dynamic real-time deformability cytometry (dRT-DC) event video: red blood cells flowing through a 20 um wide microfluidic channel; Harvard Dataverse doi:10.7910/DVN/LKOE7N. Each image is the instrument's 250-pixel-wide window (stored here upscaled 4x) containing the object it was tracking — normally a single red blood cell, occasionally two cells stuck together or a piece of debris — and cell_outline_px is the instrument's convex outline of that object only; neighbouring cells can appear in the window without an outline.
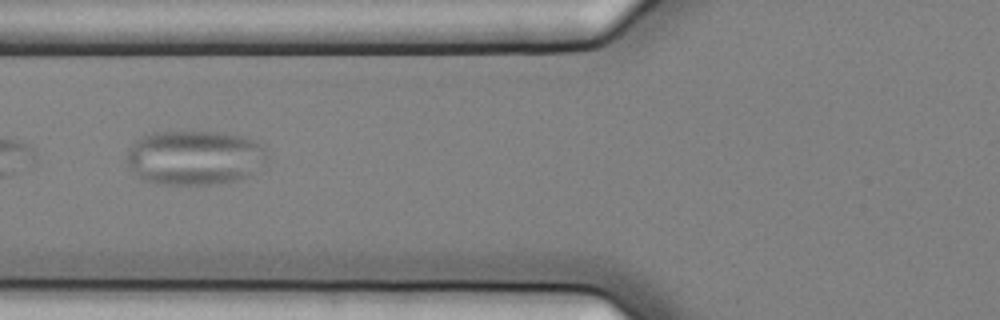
{"species": "common noctule bat (a hibernating species)", "species_latin": "Nyctalus noctula", "temperature_condition": "cold", "stored_images_in_passage": 8, "segment_of_instrument_passage": [2, 2], "camera_frame_rate_fps": 3000, "um_per_image_px": 0.085, "animal": {"sex": "female", "body_mass_g": 25.1}, "frame": {"image": 1, "passage_image": 4, "time_ms": 1.0, "image_size_px": [1000, 320], "cell_outline_px": [[268, 156], [260, 172], [236, 180], [212, 184], [156, 184], [144, 180], [136, 176], [128, 168], [128, 148], [140, 136], [152, 132], [220, 132], [244, 136], [256, 140], [264, 144], [268, 152]], "centroid_in_image_um": [16.59, 13.39], "position_along_channel_um": 109.2, "area_um2": 45.55}}